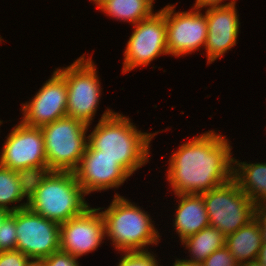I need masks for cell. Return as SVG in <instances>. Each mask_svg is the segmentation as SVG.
I'll list each match as a JSON object with an SVG mask.
<instances>
[{
	"instance_id": "603a6c76",
	"label": "cell",
	"mask_w": 266,
	"mask_h": 266,
	"mask_svg": "<svg viewBox=\"0 0 266 266\" xmlns=\"http://www.w3.org/2000/svg\"><path fill=\"white\" fill-rule=\"evenodd\" d=\"M117 266H153L157 259L148 250L124 251Z\"/></svg>"
},
{
	"instance_id": "7402d4cb",
	"label": "cell",
	"mask_w": 266,
	"mask_h": 266,
	"mask_svg": "<svg viewBox=\"0 0 266 266\" xmlns=\"http://www.w3.org/2000/svg\"><path fill=\"white\" fill-rule=\"evenodd\" d=\"M16 211L10 213L0 226V252L16 250Z\"/></svg>"
},
{
	"instance_id": "9c48e42d",
	"label": "cell",
	"mask_w": 266,
	"mask_h": 266,
	"mask_svg": "<svg viewBox=\"0 0 266 266\" xmlns=\"http://www.w3.org/2000/svg\"><path fill=\"white\" fill-rule=\"evenodd\" d=\"M124 52L123 73L147 66L160 55L168 54L165 15L159 10L136 23Z\"/></svg>"
},
{
	"instance_id": "d4e9b609",
	"label": "cell",
	"mask_w": 266,
	"mask_h": 266,
	"mask_svg": "<svg viewBox=\"0 0 266 266\" xmlns=\"http://www.w3.org/2000/svg\"><path fill=\"white\" fill-rule=\"evenodd\" d=\"M77 257L61 249L44 258L45 266H79Z\"/></svg>"
},
{
	"instance_id": "d6a6232c",
	"label": "cell",
	"mask_w": 266,
	"mask_h": 266,
	"mask_svg": "<svg viewBox=\"0 0 266 266\" xmlns=\"http://www.w3.org/2000/svg\"><path fill=\"white\" fill-rule=\"evenodd\" d=\"M11 212L6 210V209H3V208H0V226L1 224L3 223V221L5 220V218L10 214Z\"/></svg>"
},
{
	"instance_id": "44dd1931",
	"label": "cell",
	"mask_w": 266,
	"mask_h": 266,
	"mask_svg": "<svg viewBox=\"0 0 266 266\" xmlns=\"http://www.w3.org/2000/svg\"><path fill=\"white\" fill-rule=\"evenodd\" d=\"M226 236L216 227L208 226L182 242L190 252L189 261L202 263L210 254L225 246ZM185 245V246H184Z\"/></svg>"
},
{
	"instance_id": "8fae6325",
	"label": "cell",
	"mask_w": 266,
	"mask_h": 266,
	"mask_svg": "<svg viewBox=\"0 0 266 266\" xmlns=\"http://www.w3.org/2000/svg\"><path fill=\"white\" fill-rule=\"evenodd\" d=\"M174 9V5H166L160 11L165 15L168 53L180 57L205 46L207 21L198 8L193 7L188 12Z\"/></svg>"
},
{
	"instance_id": "484cf974",
	"label": "cell",
	"mask_w": 266,
	"mask_h": 266,
	"mask_svg": "<svg viewBox=\"0 0 266 266\" xmlns=\"http://www.w3.org/2000/svg\"><path fill=\"white\" fill-rule=\"evenodd\" d=\"M28 259L19 250L0 252V266H25Z\"/></svg>"
},
{
	"instance_id": "277c9868",
	"label": "cell",
	"mask_w": 266,
	"mask_h": 266,
	"mask_svg": "<svg viewBox=\"0 0 266 266\" xmlns=\"http://www.w3.org/2000/svg\"><path fill=\"white\" fill-rule=\"evenodd\" d=\"M101 214L105 236L110 237L112 245L122 254L124 251L147 250L146 245H156L160 240L149 214L117 193Z\"/></svg>"
},
{
	"instance_id": "d6986e66",
	"label": "cell",
	"mask_w": 266,
	"mask_h": 266,
	"mask_svg": "<svg viewBox=\"0 0 266 266\" xmlns=\"http://www.w3.org/2000/svg\"><path fill=\"white\" fill-rule=\"evenodd\" d=\"M29 179L30 177L24 173L0 165V208L11 213L26 208L28 206ZM25 197L27 198L26 203L13 207L8 206L11 203L21 202Z\"/></svg>"
},
{
	"instance_id": "3957f363",
	"label": "cell",
	"mask_w": 266,
	"mask_h": 266,
	"mask_svg": "<svg viewBox=\"0 0 266 266\" xmlns=\"http://www.w3.org/2000/svg\"><path fill=\"white\" fill-rule=\"evenodd\" d=\"M74 172L47 171L29 179L28 208L59 224L83 214L90 206Z\"/></svg>"
},
{
	"instance_id": "cb8c5ba5",
	"label": "cell",
	"mask_w": 266,
	"mask_h": 266,
	"mask_svg": "<svg viewBox=\"0 0 266 266\" xmlns=\"http://www.w3.org/2000/svg\"><path fill=\"white\" fill-rule=\"evenodd\" d=\"M202 263L204 266H239L226 246L214 251Z\"/></svg>"
},
{
	"instance_id": "836d02e7",
	"label": "cell",
	"mask_w": 266,
	"mask_h": 266,
	"mask_svg": "<svg viewBox=\"0 0 266 266\" xmlns=\"http://www.w3.org/2000/svg\"><path fill=\"white\" fill-rule=\"evenodd\" d=\"M93 1L95 4H97L100 0H90Z\"/></svg>"
},
{
	"instance_id": "7a4b0ae2",
	"label": "cell",
	"mask_w": 266,
	"mask_h": 266,
	"mask_svg": "<svg viewBox=\"0 0 266 266\" xmlns=\"http://www.w3.org/2000/svg\"><path fill=\"white\" fill-rule=\"evenodd\" d=\"M156 134L139 131L129 118L108 108L87 137L91 149L115 159L131 176L148 162L149 144Z\"/></svg>"
},
{
	"instance_id": "ba28073f",
	"label": "cell",
	"mask_w": 266,
	"mask_h": 266,
	"mask_svg": "<svg viewBox=\"0 0 266 266\" xmlns=\"http://www.w3.org/2000/svg\"><path fill=\"white\" fill-rule=\"evenodd\" d=\"M0 153V165L27 176L47 172L44 138L41 128L20 123L7 136Z\"/></svg>"
},
{
	"instance_id": "5b68a950",
	"label": "cell",
	"mask_w": 266,
	"mask_h": 266,
	"mask_svg": "<svg viewBox=\"0 0 266 266\" xmlns=\"http://www.w3.org/2000/svg\"><path fill=\"white\" fill-rule=\"evenodd\" d=\"M48 171L74 172L88 145V125L68 116L41 127Z\"/></svg>"
},
{
	"instance_id": "4316f807",
	"label": "cell",
	"mask_w": 266,
	"mask_h": 266,
	"mask_svg": "<svg viewBox=\"0 0 266 266\" xmlns=\"http://www.w3.org/2000/svg\"><path fill=\"white\" fill-rule=\"evenodd\" d=\"M254 218L259 223L263 241H266V203L257 205Z\"/></svg>"
},
{
	"instance_id": "e0dca14e",
	"label": "cell",
	"mask_w": 266,
	"mask_h": 266,
	"mask_svg": "<svg viewBox=\"0 0 266 266\" xmlns=\"http://www.w3.org/2000/svg\"><path fill=\"white\" fill-rule=\"evenodd\" d=\"M262 242V232L254 218L247 225L226 236L225 246L240 265L257 259Z\"/></svg>"
},
{
	"instance_id": "5bb4252c",
	"label": "cell",
	"mask_w": 266,
	"mask_h": 266,
	"mask_svg": "<svg viewBox=\"0 0 266 266\" xmlns=\"http://www.w3.org/2000/svg\"><path fill=\"white\" fill-rule=\"evenodd\" d=\"M74 173L86 194L117 188L130 176L115 159L102 155L101 151L88 145Z\"/></svg>"
},
{
	"instance_id": "ffe728a7",
	"label": "cell",
	"mask_w": 266,
	"mask_h": 266,
	"mask_svg": "<svg viewBox=\"0 0 266 266\" xmlns=\"http://www.w3.org/2000/svg\"><path fill=\"white\" fill-rule=\"evenodd\" d=\"M153 3L154 0H100L96 6L114 19L135 25L154 14Z\"/></svg>"
},
{
	"instance_id": "1f68e13d",
	"label": "cell",
	"mask_w": 266,
	"mask_h": 266,
	"mask_svg": "<svg viewBox=\"0 0 266 266\" xmlns=\"http://www.w3.org/2000/svg\"><path fill=\"white\" fill-rule=\"evenodd\" d=\"M239 266H265V265H263L259 260L256 259L249 262H244Z\"/></svg>"
},
{
	"instance_id": "7c38bea8",
	"label": "cell",
	"mask_w": 266,
	"mask_h": 266,
	"mask_svg": "<svg viewBox=\"0 0 266 266\" xmlns=\"http://www.w3.org/2000/svg\"><path fill=\"white\" fill-rule=\"evenodd\" d=\"M67 84L65 77L56 69L31 102L22 105L21 122L41 128L67 116Z\"/></svg>"
},
{
	"instance_id": "6da1fadb",
	"label": "cell",
	"mask_w": 266,
	"mask_h": 266,
	"mask_svg": "<svg viewBox=\"0 0 266 266\" xmlns=\"http://www.w3.org/2000/svg\"><path fill=\"white\" fill-rule=\"evenodd\" d=\"M232 146L210 130L193 137L173 152L167 180L177 194H202L233 179Z\"/></svg>"
},
{
	"instance_id": "4dcf8cb0",
	"label": "cell",
	"mask_w": 266,
	"mask_h": 266,
	"mask_svg": "<svg viewBox=\"0 0 266 266\" xmlns=\"http://www.w3.org/2000/svg\"><path fill=\"white\" fill-rule=\"evenodd\" d=\"M25 266H45L44 258H29Z\"/></svg>"
},
{
	"instance_id": "52a82bcc",
	"label": "cell",
	"mask_w": 266,
	"mask_h": 266,
	"mask_svg": "<svg viewBox=\"0 0 266 266\" xmlns=\"http://www.w3.org/2000/svg\"><path fill=\"white\" fill-rule=\"evenodd\" d=\"M57 70L65 77L67 84V116L90 126L101 97V86L96 67L85 54L71 65Z\"/></svg>"
},
{
	"instance_id": "8992f818",
	"label": "cell",
	"mask_w": 266,
	"mask_h": 266,
	"mask_svg": "<svg viewBox=\"0 0 266 266\" xmlns=\"http://www.w3.org/2000/svg\"><path fill=\"white\" fill-rule=\"evenodd\" d=\"M201 195L210 226L216 227L225 236L233 234L255 217L257 205L241 191L234 179Z\"/></svg>"
},
{
	"instance_id": "2e32d148",
	"label": "cell",
	"mask_w": 266,
	"mask_h": 266,
	"mask_svg": "<svg viewBox=\"0 0 266 266\" xmlns=\"http://www.w3.org/2000/svg\"><path fill=\"white\" fill-rule=\"evenodd\" d=\"M180 198L175 213L174 229L183 241L210 226L206 206L201 194H177Z\"/></svg>"
},
{
	"instance_id": "9a60e30c",
	"label": "cell",
	"mask_w": 266,
	"mask_h": 266,
	"mask_svg": "<svg viewBox=\"0 0 266 266\" xmlns=\"http://www.w3.org/2000/svg\"><path fill=\"white\" fill-rule=\"evenodd\" d=\"M207 39L204 48L207 53V64L221 58L236 45L240 21L236 4L207 8Z\"/></svg>"
},
{
	"instance_id": "4fadbf2b",
	"label": "cell",
	"mask_w": 266,
	"mask_h": 266,
	"mask_svg": "<svg viewBox=\"0 0 266 266\" xmlns=\"http://www.w3.org/2000/svg\"><path fill=\"white\" fill-rule=\"evenodd\" d=\"M100 209L104 208L89 207L83 214L60 224V249L62 251L78 258L95 251L100 246L106 237Z\"/></svg>"
},
{
	"instance_id": "83f0119b",
	"label": "cell",
	"mask_w": 266,
	"mask_h": 266,
	"mask_svg": "<svg viewBox=\"0 0 266 266\" xmlns=\"http://www.w3.org/2000/svg\"><path fill=\"white\" fill-rule=\"evenodd\" d=\"M222 2H224V0H196L195 5L193 7L198 8L201 11V9L204 7L211 8V7L226 6L236 3L235 0H231L229 3L226 4H221Z\"/></svg>"
},
{
	"instance_id": "f546056e",
	"label": "cell",
	"mask_w": 266,
	"mask_h": 266,
	"mask_svg": "<svg viewBox=\"0 0 266 266\" xmlns=\"http://www.w3.org/2000/svg\"><path fill=\"white\" fill-rule=\"evenodd\" d=\"M257 260H259L263 265L266 266V241L262 242L261 248L257 256Z\"/></svg>"
},
{
	"instance_id": "ac0fdd59",
	"label": "cell",
	"mask_w": 266,
	"mask_h": 266,
	"mask_svg": "<svg viewBox=\"0 0 266 266\" xmlns=\"http://www.w3.org/2000/svg\"><path fill=\"white\" fill-rule=\"evenodd\" d=\"M234 164L233 179L241 191L256 205L266 203V163L239 162L234 158Z\"/></svg>"
},
{
	"instance_id": "30bf717a",
	"label": "cell",
	"mask_w": 266,
	"mask_h": 266,
	"mask_svg": "<svg viewBox=\"0 0 266 266\" xmlns=\"http://www.w3.org/2000/svg\"><path fill=\"white\" fill-rule=\"evenodd\" d=\"M16 250L29 258H46L60 250V224L28 207L16 211Z\"/></svg>"
},
{
	"instance_id": "f1b7e54d",
	"label": "cell",
	"mask_w": 266,
	"mask_h": 266,
	"mask_svg": "<svg viewBox=\"0 0 266 266\" xmlns=\"http://www.w3.org/2000/svg\"><path fill=\"white\" fill-rule=\"evenodd\" d=\"M173 266H204L203 263L200 262H194V261H189L185 259H176L175 263H173Z\"/></svg>"
}]
</instances>
